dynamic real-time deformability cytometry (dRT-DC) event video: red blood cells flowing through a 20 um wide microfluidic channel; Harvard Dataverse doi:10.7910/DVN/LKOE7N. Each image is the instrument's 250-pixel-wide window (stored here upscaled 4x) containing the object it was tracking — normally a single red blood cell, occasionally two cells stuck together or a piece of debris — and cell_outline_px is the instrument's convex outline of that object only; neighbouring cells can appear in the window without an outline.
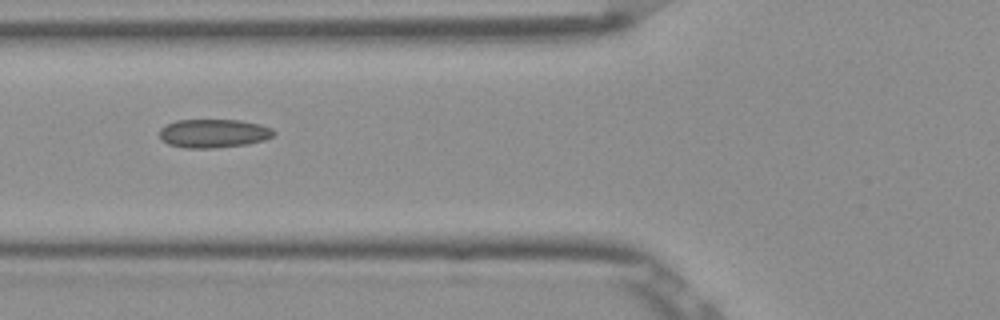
{"species": "Egyptian fruit bat (a non-hibernating species)", "species_latin": "Rousettus aegyptiacus", "temperature_condition": "room temperature", "stored_images_in_passage": 8, "camera_frame_rate_fps": 3000, "um_per_image_px": 0.085, "frame": {"image": 1, "passage_image": 5, "time_ms": 1.333, "image_size_px": [1000, 320], "cell_outline_px": [[276, 132], [272, 136], [264, 140], [248, 144], [212, 148], [184, 148], [168, 144], [160, 140], [160, 128], [176, 120], [240, 120], [260, 124], [272, 128]], "centroid_in_image_um": [18.15, 11.34], "position_along_channel_um": 107.7, "area_um2": 19.13}}
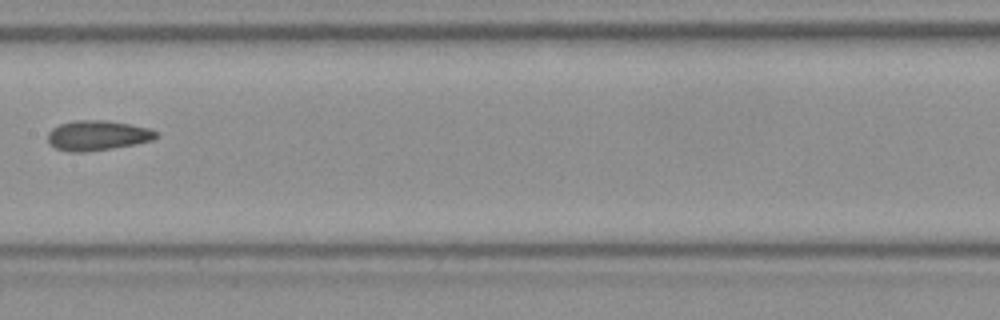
{"frame": {"image": 2, "passage_image": 7, "time_ms": 2.0, "image_size_px": [1000, 320], "cell_outline_px": [[160, 136], [152, 140], [136, 144], [112, 148], [84, 152], [68, 152], [56, 148], [48, 144], [48, 132], [52, 128], [60, 124], [72, 120], [104, 120], [128, 124], [148, 128], [160, 132]], "centroid_in_image_um": [8.28, 11.51], "position_along_channel_um": 199.1, "area_um2": 19.07}}
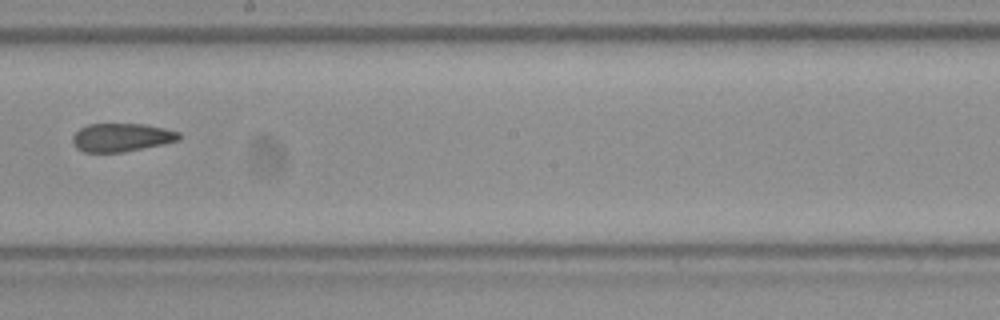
{"frame": {"image": 3, "passage_image": 8, "time_ms": 2.333, "image_size_px": [1000, 320], "cell_outline_px": [[180, 140], [164, 144], [124, 152], [84, 152], [76, 148], [72, 144], [72, 136], [80, 128], [88, 124], [144, 124], [164, 128], [180, 132]], "centroid_in_image_um": [10.32, 11.68], "position_along_channel_um": 237.9, "area_um2": 17.69}}